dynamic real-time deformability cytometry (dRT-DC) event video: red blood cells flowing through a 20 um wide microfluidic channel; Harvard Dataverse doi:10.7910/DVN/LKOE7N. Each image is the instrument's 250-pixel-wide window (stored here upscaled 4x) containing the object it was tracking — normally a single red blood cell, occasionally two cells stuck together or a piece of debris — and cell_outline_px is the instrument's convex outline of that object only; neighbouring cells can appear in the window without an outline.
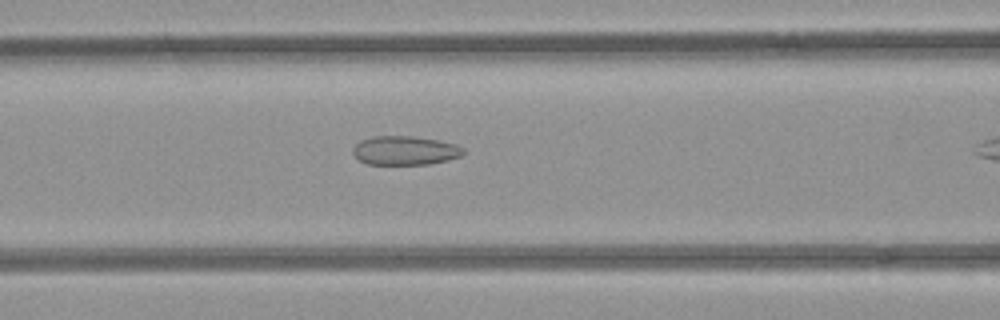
{"species": "common noctule bat (a hibernating species)", "species_latin": "Nyctalus noctula", "temperature_condition": "room temperature", "stored_images_in_passage": 7, "camera_frame_rate_fps": 3000, "um_per_image_px": 0.085, "animal": {"sex": "female", "body_mass_g": 21.9}, "frame": {"image": 1, "passage_image": 6, "time_ms": 1.667, "image_size_px": [1000, 320], "cell_outline_px": [[464, 152], [460, 156], [448, 160], [428, 164], [368, 164], [360, 160], [352, 152], [352, 148], [360, 140], [372, 136], [412, 136], [436, 140], [456, 144], [464, 148]], "centroid_in_image_um": [34.41, 12.79], "position_along_channel_um": 132.2, "area_um2": 18.55}}